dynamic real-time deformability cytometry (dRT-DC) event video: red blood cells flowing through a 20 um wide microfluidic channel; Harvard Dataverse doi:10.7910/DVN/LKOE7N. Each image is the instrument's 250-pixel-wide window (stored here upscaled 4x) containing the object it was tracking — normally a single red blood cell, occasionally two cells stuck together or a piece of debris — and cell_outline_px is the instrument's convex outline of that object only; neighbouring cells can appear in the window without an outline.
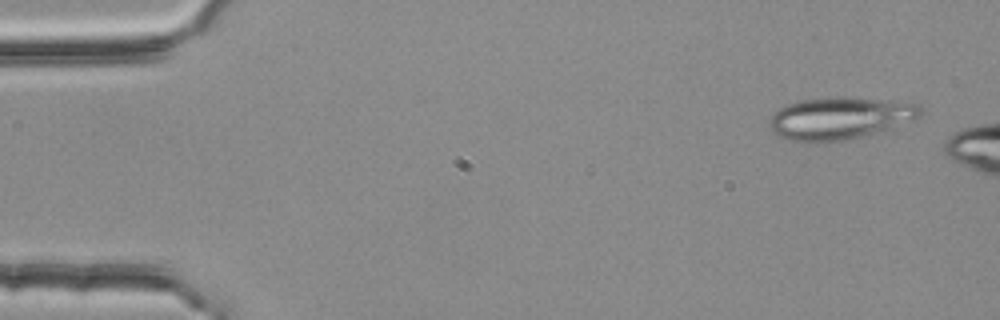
{"species": "common noctule bat (a hibernating species)", "species_latin": "Nyctalus noctula", "temperature_condition": "room temperature", "stored_images_in_passage": 13, "camera_frame_rate_fps": 3000, "um_per_image_px": 0.085, "animal": {"sex": "female", "body_mass_g": 25.1}, "frame": {"image": 1, "passage_image": 3, "time_ms": 0.667, "image_size_px": [1000, 320], "cell_outline_px": [[924, 112], [920, 116], [912, 120], [888, 128], [860, 136], [844, 140], [808, 144], [804, 144], [788, 140], [772, 132], [768, 124], [768, 120], [780, 108], [788, 104], [800, 100], [836, 96], [840, 96], [920, 104], [924, 108]], "centroid_in_image_um": [71.32, 10.06], "position_along_channel_um": 13.7, "area_um2": 37.22}}